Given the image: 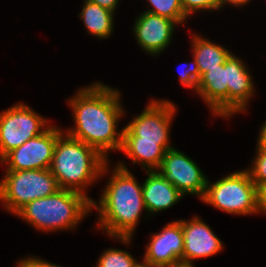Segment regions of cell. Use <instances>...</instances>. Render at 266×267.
<instances>
[{
    "label": "cell",
    "mask_w": 266,
    "mask_h": 267,
    "mask_svg": "<svg viewBox=\"0 0 266 267\" xmlns=\"http://www.w3.org/2000/svg\"><path fill=\"white\" fill-rule=\"evenodd\" d=\"M185 66H186L185 70H182L179 75V79H180L179 81L185 87H188V88L192 87V89L196 91L197 84L201 78V75L198 69L197 62L194 59V57H193L192 64L190 65L186 63Z\"/></svg>",
    "instance_id": "24"
},
{
    "label": "cell",
    "mask_w": 266,
    "mask_h": 267,
    "mask_svg": "<svg viewBox=\"0 0 266 267\" xmlns=\"http://www.w3.org/2000/svg\"><path fill=\"white\" fill-rule=\"evenodd\" d=\"M133 267H158V266H155L151 264L149 261L143 259L142 263L141 262L139 263L136 261Z\"/></svg>",
    "instance_id": "30"
},
{
    "label": "cell",
    "mask_w": 266,
    "mask_h": 267,
    "mask_svg": "<svg viewBox=\"0 0 266 267\" xmlns=\"http://www.w3.org/2000/svg\"><path fill=\"white\" fill-rule=\"evenodd\" d=\"M256 148H265L266 149V122L261 126V130L257 139Z\"/></svg>",
    "instance_id": "27"
},
{
    "label": "cell",
    "mask_w": 266,
    "mask_h": 267,
    "mask_svg": "<svg viewBox=\"0 0 266 267\" xmlns=\"http://www.w3.org/2000/svg\"><path fill=\"white\" fill-rule=\"evenodd\" d=\"M0 181V201L7 211L16 214L26 204L59 190L50 169L6 171Z\"/></svg>",
    "instance_id": "6"
},
{
    "label": "cell",
    "mask_w": 266,
    "mask_h": 267,
    "mask_svg": "<svg viewBox=\"0 0 266 267\" xmlns=\"http://www.w3.org/2000/svg\"><path fill=\"white\" fill-rule=\"evenodd\" d=\"M28 105L17 103L0 112V160L30 138L45 132L51 125Z\"/></svg>",
    "instance_id": "7"
},
{
    "label": "cell",
    "mask_w": 266,
    "mask_h": 267,
    "mask_svg": "<svg viewBox=\"0 0 266 267\" xmlns=\"http://www.w3.org/2000/svg\"><path fill=\"white\" fill-rule=\"evenodd\" d=\"M184 14L188 17L200 10H219L220 0H181Z\"/></svg>",
    "instance_id": "23"
},
{
    "label": "cell",
    "mask_w": 266,
    "mask_h": 267,
    "mask_svg": "<svg viewBox=\"0 0 266 267\" xmlns=\"http://www.w3.org/2000/svg\"><path fill=\"white\" fill-rule=\"evenodd\" d=\"M146 248L143 258L155 266H183L182 220L167 223L159 233L152 234Z\"/></svg>",
    "instance_id": "11"
},
{
    "label": "cell",
    "mask_w": 266,
    "mask_h": 267,
    "mask_svg": "<svg viewBox=\"0 0 266 267\" xmlns=\"http://www.w3.org/2000/svg\"><path fill=\"white\" fill-rule=\"evenodd\" d=\"M88 2L99 5L100 7L106 8L114 12L117 8L119 0H86Z\"/></svg>",
    "instance_id": "26"
},
{
    "label": "cell",
    "mask_w": 266,
    "mask_h": 267,
    "mask_svg": "<svg viewBox=\"0 0 266 267\" xmlns=\"http://www.w3.org/2000/svg\"><path fill=\"white\" fill-rule=\"evenodd\" d=\"M228 58L224 64L205 72L196 88V93L208 104L214 116L228 118Z\"/></svg>",
    "instance_id": "14"
},
{
    "label": "cell",
    "mask_w": 266,
    "mask_h": 267,
    "mask_svg": "<svg viewBox=\"0 0 266 267\" xmlns=\"http://www.w3.org/2000/svg\"><path fill=\"white\" fill-rule=\"evenodd\" d=\"M136 259L119 249H107L101 254L96 267H133Z\"/></svg>",
    "instance_id": "21"
},
{
    "label": "cell",
    "mask_w": 266,
    "mask_h": 267,
    "mask_svg": "<svg viewBox=\"0 0 266 267\" xmlns=\"http://www.w3.org/2000/svg\"><path fill=\"white\" fill-rule=\"evenodd\" d=\"M114 12L84 0L79 14L89 34L107 39L113 32Z\"/></svg>",
    "instance_id": "19"
},
{
    "label": "cell",
    "mask_w": 266,
    "mask_h": 267,
    "mask_svg": "<svg viewBox=\"0 0 266 267\" xmlns=\"http://www.w3.org/2000/svg\"><path fill=\"white\" fill-rule=\"evenodd\" d=\"M61 132L51 125L42 134L8 152L0 161L7 165L6 171L50 169L56 140Z\"/></svg>",
    "instance_id": "9"
},
{
    "label": "cell",
    "mask_w": 266,
    "mask_h": 267,
    "mask_svg": "<svg viewBox=\"0 0 266 267\" xmlns=\"http://www.w3.org/2000/svg\"><path fill=\"white\" fill-rule=\"evenodd\" d=\"M153 9L146 12L163 16L175 21L177 24L185 22L188 18L183 11L181 0H147Z\"/></svg>",
    "instance_id": "20"
},
{
    "label": "cell",
    "mask_w": 266,
    "mask_h": 267,
    "mask_svg": "<svg viewBox=\"0 0 266 267\" xmlns=\"http://www.w3.org/2000/svg\"><path fill=\"white\" fill-rule=\"evenodd\" d=\"M91 204L83 194L60 188L52 195L31 201L15 215L40 231L73 230L92 210Z\"/></svg>",
    "instance_id": "4"
},
{
    "label": "cell",
    "mask_w": 266,
    "mask_h": 267,
    "mask_svg": "<svg viewBox=\"0 0 266 267\" xmlns=\"http://www.w3.org/2000/svg\"><path fill=\"white\" fill-rule=\"evenodd\" d=\"M193 57L197 62L200 75L202 76L209 69H214L224 64L230 56L231 51L217 43H213L200 35H192Z\"/></svg>",
    "instance_id": "18"
},
{
    "label": "cell",
    "mask_w": 266,
    "mask_h": 267,
    "mask_svg": "<svg viewBox=\"0 0 266 267\" xmlns=\"http://www.w3.org/2000/svg\"><path fill=\"white\" fill-rule=\"evenodd\" d=\"M260 210L266 213V185L260 190Z\"/></svg>",
    "instance_id": "29"
},
{
    "label": "cell",
    "mask_w": 266,
    "mask_h": 267,
    "mask_svg": "<svg viewBox=\"0 0 266 267\" xmlns=\"http://www.w3.org/2000/svg\"><path fill=\"white\" fill-rule=\"evenodd\" d=\"M157 171L184 196L192 194L203 198L207 177L195 161L176 148L166 150Z\"/></svg>",
    "instance_id": "10"
},
{
    "label": "cell",
    "mask_w": 266,
    "mask_h": 267,
    "mask_svg": "<svg viewBox=\"0 0 266 267\" xmlns=\"http://www.w3.org/2000/svg\"><path fill=\"white\" fill-rule=\"evenodd\" d=\"M209 182L201 199L204 203L236 215L261 212L260 190L246 169L231 173L213 184Z\"/></svg>",
    "instance_id": "5"
},
{
    "label": "cell",
    "mask_w": 266,
    "mask_h": 267,
    "mask_svg": "<svg viewBox=\"0 0 266 267\" xmlns=\"http://www.w3.org/2000/svg\"><path fill=\"white\" fill-rule=\"evenodd\" d=\"M17 267H61L60 265L45 261L43 259H39L36 256L25 257V259H21L18 261Z\"/></svg>",
    "instance_id": "25"
},
{
    "label": "cell",
    "mask_w": 266,
    "mask_h": 267,
    "mask_svg": "<svg viewBox=\"0 0 266 267\" xmlns=\"http://www.w3.org/2000/svg\"><path fill=\"white\" fill-rule=\"evenodd\" d=\"M248 2H250V0H220V8H222L227 3L239 7L243 6L244 4L246 5Z\"/></svg>",
    "instance_id": "28"
},
{
    "label": "cell",
    "mask_w": 266,
    "mask_h": 267,
    "mask_svg": "<svg viewBox=\"0 0 266 267\" xmlns=\"http://www.w3.org/2000/svg\"><path fill=\"white\" fill-rule=\"evenodd\" d=\"M146 172L148 176L142 184L146 212L152 215L166 210L183 198L184 195L157 170Z\"/></svg>",
    "instance_id": "16"
},
{
    "label": "cell",
    "mask_w": 266,
    "mask_h": 267,
    "mask_svg": "<svg viewBox=\"0 0 266 267\" xmlns=\"http://www.w3.org/2000/svg\"><path fill=\"white\" fill-rule=\"evenodd\" d=\"M175 112L171 101L151 99L142 113L121 129L123 137H139V141L157 142L165 151L172 149L169 133Z\"/></svg>",
    "instance_id": "8"
},
{
    "label": "cell",
    "mask_w": 266,
    "mask_h": 267,
    "mask_svg": "<svg viewBox=\"0 0 266 267\" xmlns=\"http://www.w3.org/2000/svg\"><path fill=\"white\" fill-rule=\"evenodd\" d=\"M62 131L57 140L50 166L59 188L85 194L89 185L108 171V159L95 148Z\"/></svg>",
    "instance_id": "3"
},
{
    "label": "cell",
    "mask_w": 266,
    "mask_h": 267,
    "mask_svg": "<svg viewBox=\"0 0 266 267\" xmlns=\"http://www.w3.org/2000/svg\"><path fill=\"white\" fill-rule=\"evenodd\" d=\"M244 62L233 53L228 57V117L244 112L254 94L252 77Z\"/></svg>",
    "instance_id": "15"
},
{
    "label": "cell",
    "mask_w": 266,
    "mask_h": 267,
    "mask_svg": "<svg viewBox=\"0 0 266 267\" xmlns=\"http://www.w3.org/2000/svg\"><path fill=\"white\" fill-rule=\"evenodd\" d=\"M184 236L183 266H193L194 259L207 258L219 253L223 243L211 228L197 216L182 220Z\"/></svg>",
    "instance_id": "12"
},
{
    "label": "cell",
    "mask_w": 266,
    "mask_h": 267,
    "mask_svg": "<svg viewBox=\"0 0 266 267\" xmlns=\"http://www.w3.org/2000/svg\"><path fill=\"white\" fill-rule=\"evenodd\" d=\"M121 151L146 171L157 170L166 152L157 142L139 141V137H123Z\"/></svg>",
    "instance_id": "17"
},
{
    "label": "cell",
    "mask_w": 266,
    "mask_h": 267,
    "mask_svg": "<svg viewBox=\"0 0 266 267\" xmlns=\"http://www.w3.org/2000/svg\"><path fill=\"white\" fill-rule=\"evenodd\" d=\"M176 25L169 18L145 11L137 17L133 32L139 46L154 56L169 46Z\"/></svg>",
    "instance_id": "13"
},
{
    "label": "cell",
    "mask_w": 266,
    "mask_h": 267,
    "mask_svg": "<svg viewBox=\"0 0 266 267\" xmlns=\"http://www.w3.org/2000/svg\"><path fill=\"white\" fill-rule=\"evenodd\" d=\"M124 165L119 162L115 166L101 194L99 204L93 201L91 207L99 212L98 228L104 230L111 238L115 237L125 244H131L141 212L146 208L142 185Z\"/></svg>",
    "instance_id": "2"
},
{
    "label": "cell",
    "mask_w": 266,
    "mask_h": 267,
    "mask_svg": "<svg viewBox=\"0 0 266 267\" xmlns=\"http://www.w3.org/2000/svg\"><path fill=\"white\" fill-rule=\"evenodd\" d=\"M121 94L100 82L92 83L68 99L73 111L74 128L65 131L73 138L95 148L107 159L108 151L121 150L123 130L118 122L123 117Z\"/></svg>",
    "instance_id": "1"
},
{
    "label": "cell",
    "mask_w": 266,
    "mask_h": 267,
    "mask_svg": "<svg viewBox=\"0 0 266 267\" xmlns=\"http://www.w3.org/2000/svg\"><path fill=\"white\" fill-rule=\"evenodd\" d=\"M256 157L252 161L251 168L246 169L251 180L261 190L266 185V149L256 148Z\"/></svg>",
    "instance_id": "22"
}]
</instances>
